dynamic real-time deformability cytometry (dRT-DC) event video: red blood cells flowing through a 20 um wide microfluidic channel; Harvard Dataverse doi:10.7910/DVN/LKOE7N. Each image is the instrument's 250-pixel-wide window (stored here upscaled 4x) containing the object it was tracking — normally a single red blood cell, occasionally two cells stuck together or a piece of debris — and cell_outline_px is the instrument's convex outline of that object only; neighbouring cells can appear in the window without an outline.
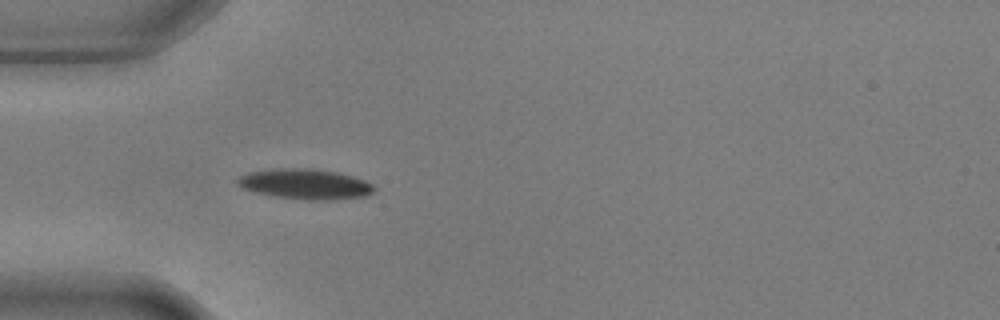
{"species": "common noctule bat (a hibernating species)", "species_latin": "Nyctalus noctula", "temperature_condition": "warm", "stored_images_in_passage": 3, "camera_frame_rate_fps": 3000, "um_per_image_px": 0.085, "animal": {"sex": "male", "body_mass_g": 17.9, "forearm_length_mm": 54.2}, "frame": {"image": 1, "passage_image": 3, "time_ms": 0.667, "image_size_px": [1000, 320], "cell_outline_px": [[376, 188], [372, 192], [364, 196], [336, 200], [308, 200], [276, 196], [256, 192], [244, 188], [236, 184], [236, 180], [240, 176], [248, 172], [280, 168], [308, 168], [336, 172], [352, 176], [364, 180], [372, 184]], "centroid_in_image_um": [25.95, 15.64], "position_along_channel_um": 59.1, "area_um2": 23.93}}